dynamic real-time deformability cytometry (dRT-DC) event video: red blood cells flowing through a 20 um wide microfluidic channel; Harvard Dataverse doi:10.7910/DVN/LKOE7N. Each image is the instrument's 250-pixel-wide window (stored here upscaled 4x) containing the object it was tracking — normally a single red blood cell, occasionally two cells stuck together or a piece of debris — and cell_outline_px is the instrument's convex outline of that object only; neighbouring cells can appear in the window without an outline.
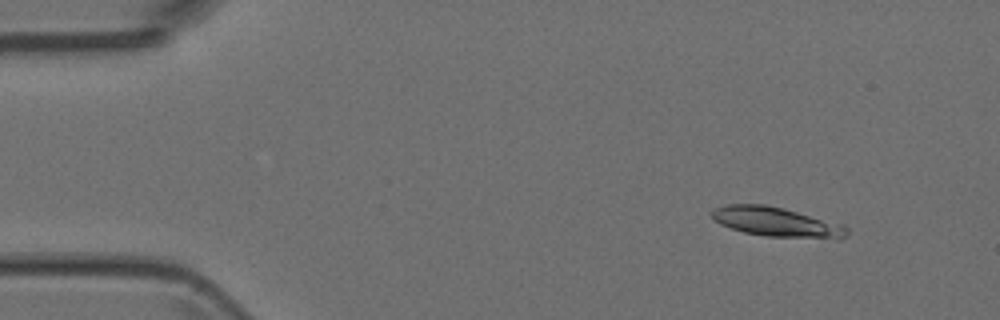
{"species": "Egyptian fruit bat (a non-hibernating species)", "species_latin": "Rousettus aegyptiacus", "temperature_condition": "room temperature", "stored_images_in_passage": 13, "camera_frame_rate_fps": 3000, "um_per_image_px": 0.085, "animal": {"sex": "female"}, "frame": {"image": 1, "passage_image": 6, "time_ms": 1.667, "image_size_px": [1000, 320], "cell_outline_px": [[848, 232], [844, 236], [836, 240], [764, 236], [744, 232], [720, 224], [712, 220], [708, 212], [712, 208], [728, 204], [764, 204], [784, 208], [840, 224], [848, 228]], "centroid_in_image_um": [65.95, 18.88], "position_along_channel_um": 19.1, "area_um2": 23.58}}